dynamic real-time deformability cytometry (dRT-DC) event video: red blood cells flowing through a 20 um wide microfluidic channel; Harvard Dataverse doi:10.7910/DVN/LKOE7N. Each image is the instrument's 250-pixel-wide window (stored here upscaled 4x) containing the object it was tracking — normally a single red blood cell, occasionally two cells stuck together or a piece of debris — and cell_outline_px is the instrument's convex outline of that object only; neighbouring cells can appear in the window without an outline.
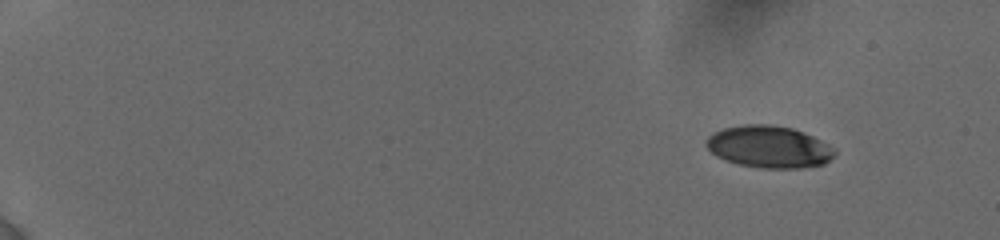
{"species": "human", "species_latin": "Homo sapiens", "temperature_condition": "cold", "stored_images_in_passage": 14, "camera_frame_rate_fps": 3000, "um_per_image_px": 0.085, "donor": {"sex": "female"}, "frame": {"image": 1, "passage_image": 1, "time_ms": 0.0, "image_size_px": [1000, 240], "cell_outline_px": [[836, 152], [824, 164], [800, 168], [760, 168], [740, 164], [724, 160], [716, 156], [704, 144], [704, 140], [712, 132], [724, 128], [744, 124], [768, 124], [792, 128], [812, 136], [820, 140], [832, 148]], "centroid_in_image_um": [65.3, 12.47], "position_along_channel_um": 19.7, "area_um2": 31.33}}
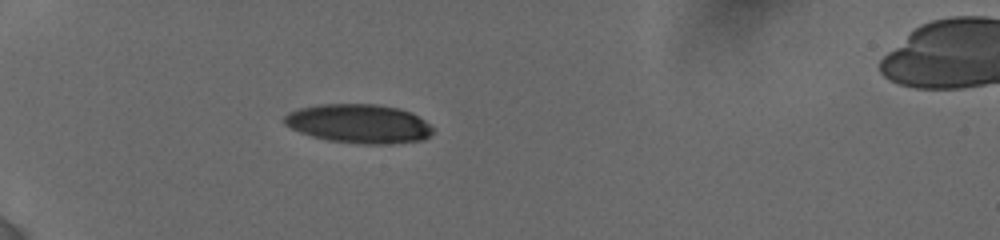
{"frame": {"image": 2, "passage_image": 8, "time_ms": 4.333, "image_size_px": [1000, 240], "cell_outline_px": [[432, 132], [424, 140], [392, 144], [356, 144], [328, 140], [312, 136], [300, 132], [284, 124], [284, 116], [288, 112], [300, 108], [320, 104], [376, 104], [400, 108], [424, 120], [432, 128]], "centroid_in_image_um": [30.49, 10.52], "position_along_channel_um": 54.5, "area_um2": 33.7}}
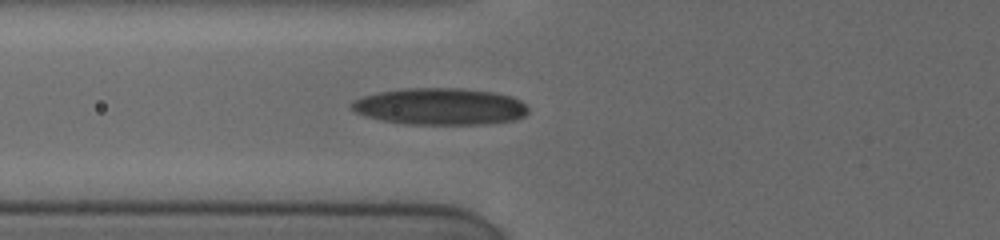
{"frame": {"image": 3, "passage_image": 14, "time_ms": 6.0, "image_size_px": [1000, 240], "cell_outline_px": [[528, 112], [524, 116], [516, 120], [488, 124], [408, 124], [380, 120], [364, 116], [356, 112], [352, 108], [352, 104], [356, 100], [364, 96], [380, 92], [404, 88], [460, 88], [492, 92], [512, 96], [520, 100], [528, 108]], "centroid_in_image_um": [37.45, 9.06], "position_along_channel_um": 88.4, "area_um2": 37.8}}